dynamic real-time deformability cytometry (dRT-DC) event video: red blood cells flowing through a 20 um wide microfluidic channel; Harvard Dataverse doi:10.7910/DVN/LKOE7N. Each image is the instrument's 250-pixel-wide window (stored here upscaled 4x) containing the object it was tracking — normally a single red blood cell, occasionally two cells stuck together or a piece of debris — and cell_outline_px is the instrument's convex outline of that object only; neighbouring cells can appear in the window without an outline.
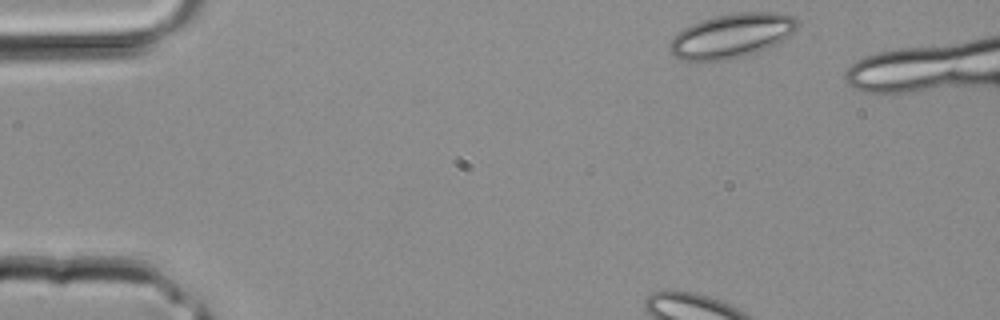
{"species": "common noctule bat (a hibernating species)", "species_latin": "Nyctalus noctula", "temperature_condition": "room temperature", "stored_images_in_passage": 4, "camera_frame_rate_fps": 3000, "um_per_image_px": 0.085, "animal": {"sex": "male", "body_mass_g": 20.4}, "frame": {"image": 1, "passage_image": 1, "time_ms": 0.0, "image_size_px": [1000, 320], "cell_outline_px": [[800, 24], [784, 40], [756, 52], [744, 56], [728, 60], [680, 60], [672, 56], [668, 48], [668, 44], [672, 36], [676, 32], [692, 24], [716, 16], [736, 12], [772, 12], [792, 16], [800, 20]], "centroid_in_image_um": [62.16, 3.04], "position_along_channel_um": 22.8, "area_um2": 33.0}}